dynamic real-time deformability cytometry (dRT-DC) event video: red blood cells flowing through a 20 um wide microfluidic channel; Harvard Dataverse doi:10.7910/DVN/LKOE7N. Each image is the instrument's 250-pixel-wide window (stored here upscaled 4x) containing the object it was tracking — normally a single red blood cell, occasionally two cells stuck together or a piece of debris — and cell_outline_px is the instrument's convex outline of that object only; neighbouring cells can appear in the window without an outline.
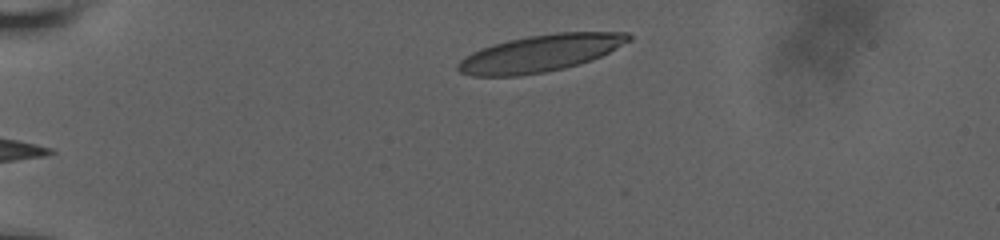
{"species": "human", "species_latin": "Homo sapiens", "temperature_condition": "room temperature", "stored_images_in_passage": 26, "camera_frame_rate_fps": 3000, "um_per_image_px": 0.085, "donor": {"sex": "male"}, "frame": {"image": 1, "passage_image": 1, "time_ms": 0.0, "image_size_px": [1000, 240], "cell_outline_px": [[632, 40], [592, 60], [580, 64], [564, 68], [544, 72], [520, 76], [472, 76], [460, 72], [456, 68], [456, 64], [464, 56], [480, 48], [508, 40], [528, 36], [556, 32], [628, 32], [632, 36]], "centroid_in_image_um": [45.91, 4.53], "position_along_channel_um": 39.1, "area_um2": 36.82}}
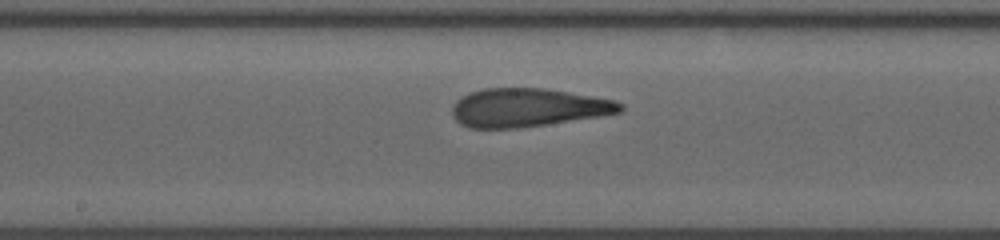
{"frame": {"image": 2, "passage_image": 15, "time_ms": 6.0, "image_size_px": [1000, 240], "cell_outline_px": [[624, 108], [620, 112], [600, 116], [520, 128], [468, 128], [460, 124], [452, 116], [452, 104], [456, 100], [472, 92], [484, 88], [544, 88], [616, 100], [624, 104]], "centroid_in_image_um": [44.86, 9.15], "position_along_channel_um": 203.3, "area_um2": 37.69}}
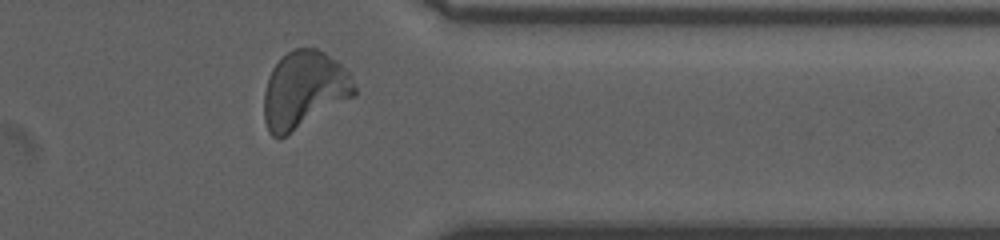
{"frame": {"image": 3, "passage_image": 24, "time_ms": 11.0, "image_size_px": [1000, 240], "cell_outline_px": [[356, 96], [284, 136], [272, 136], [268, 132], [264, 120], [264, 92], [268, 76], [272, 68], [288, 52], [296, 48], [316, 48], [324, 52], [336, 60], [348, 72], [356, 88]], "centroid_in_image_um": [25.85, 7.63], "position_along_channel_um": 385.6, "area_um2": 40.29}, "authors_computed_cell_mechanics": {"area_um2": 37.57, "velocity_mm_per_s": 3.7577, "shape_relaxation_time_tau1_ms": 5.4606, "shape_relaxation_time_tau2_ms": 0.9863, "deformation_change_tau1": 0.2042, "deformation_change_tau2": 0.0936}}